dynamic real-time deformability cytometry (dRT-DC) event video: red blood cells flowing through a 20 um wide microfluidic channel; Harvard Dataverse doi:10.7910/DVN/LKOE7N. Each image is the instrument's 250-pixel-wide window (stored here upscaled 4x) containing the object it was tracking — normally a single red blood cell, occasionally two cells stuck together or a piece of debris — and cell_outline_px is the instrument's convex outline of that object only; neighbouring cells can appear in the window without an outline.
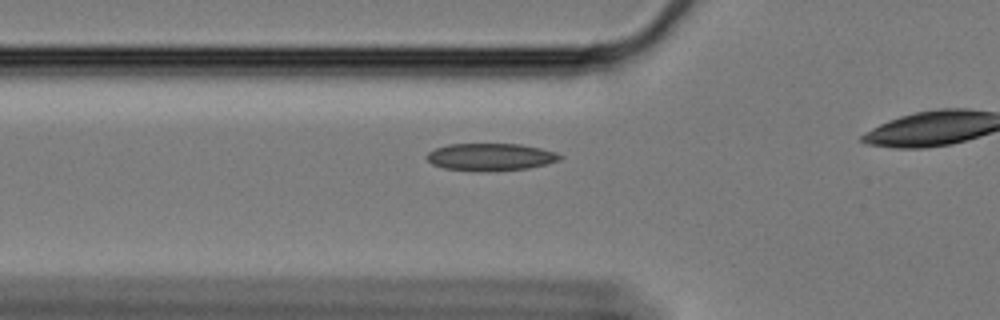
{"species": "Egyptian fruit bat (a non-hibernating species)", "species_latin": "Rousettus aegyptiacus", "temperature_condition": "cold", "stored_images_in_passage": 10, "camera_frame_rate_fps": 3000, "um_per_image_px": 0.085, "animal": {"sex": "female"}, "frame": {"image": 1, "passage_image": 4, "time_ms": 1.0, "image_size_px": [1000, 320], "cell_outline_px": [[564, 156], [560, 160], [528, 168], [444, 168], [432, 164], [424, 156], [428, 152], [436, 148], [448, 144], [520, 144], [540, 148], [556, 152]], "centroid_in_image_um": [41.71, 13.28], "position_along_channel_um": 84.1, "area_um2": 20.06}}
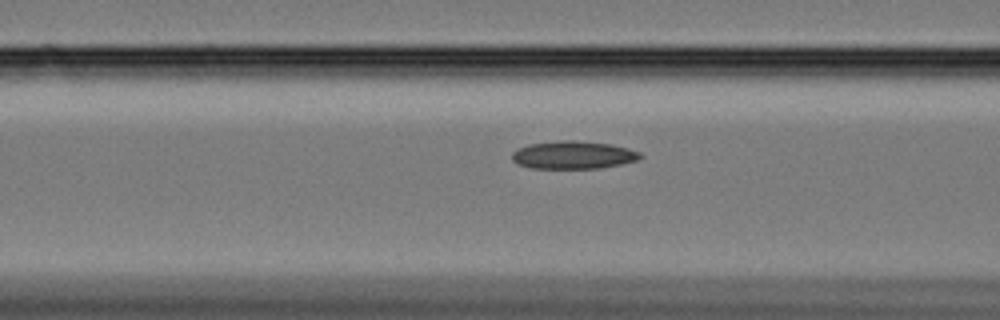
{"frame": {"image": 2, "passage_image": 7, "time_ms": 2.0, "image_size_px": [1000, 320], "cell_outline_px": [[644, 156], [636, 160], [620, 164], [600, 168], [532, 168], [520, 164], [512, 160], [512, 152], [528, 144], [560, 140], [572, 140], [612, 144], [628, 148], [640, 152]], "centroid_in_image_um": [48.74, 13.16], "position_along_channel_um": 117.9, "area_um2": 20.69}}